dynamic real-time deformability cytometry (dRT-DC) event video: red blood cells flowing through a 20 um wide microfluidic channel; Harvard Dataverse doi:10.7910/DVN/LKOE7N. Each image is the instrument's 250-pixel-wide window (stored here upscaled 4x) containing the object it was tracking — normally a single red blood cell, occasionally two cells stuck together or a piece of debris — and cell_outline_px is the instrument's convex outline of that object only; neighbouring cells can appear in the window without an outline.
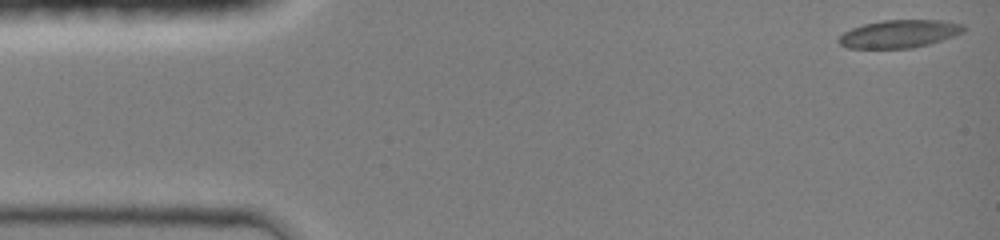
{"species": "common noctule bat (a hibernating species)", "species_latin": "Nyctalus noctula", "temperature_condition": "room temperature", "stored_images_in_passage": 44, "camera_frame_rate_fps": 3000, "um_per_image_px": 0.085, "animal": {"sex": "female", "body_mass_g": 19.0, "forearm_length_mm": 51.5}, "frame": {"image": 1, "passage_image": 1, "time_ms": 0.0, "image_size_px": [1000, 240], "cell_outline_px": [[964, 32], [928, 44], [912, 48], [848, 48], [840, 44], [836, 40], [844, 32], [852, 28], [864, 24], [880, 20], [944, 20], [964, 24]], "centroid_in_image_um": [76.42, 2.87], "position_along_channel_um": 8.6, "area_um2": 20.23}}
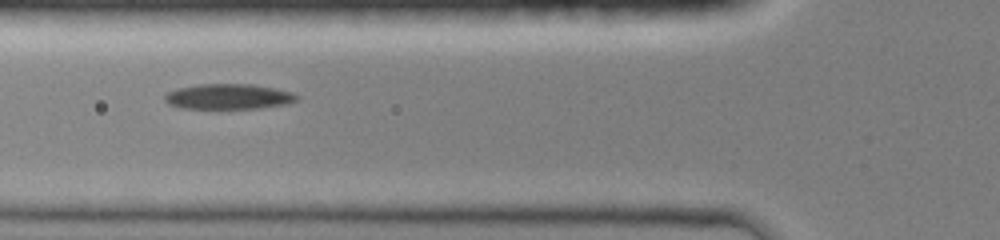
{"frame": {"image": 2, "passage_image": 31, "time_ms": 5.0, "image_size_px": [1000, 240], "cell_outline_px": [[300, 100], [288, 104], [260, 108], [180, 108], [168, 104], [164, 100], [164, 96], [168, 92], [176, 88], [200, 84], [252, 84], [276, 88], [292, 92], [300, 96]], "centroid_in_image_um": [19.46, 8.2], "position_along_channel_um": 106.3, "area_um2": 19.71}}
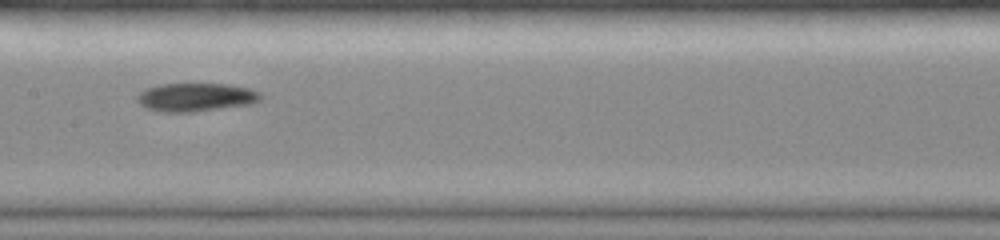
{"frame": {"image": 3, "passage_image": 43, "time_ms": 7.0, "image_size_px": [1000, 240], "cell_outline_px": [[264, 96], [260, 100], [252, 104], [196, 112], [160, 112], [144, 108], [136, 100], [136, 96], [144, 88], [160, 84], [228, 84], [248, 88], [260, 92]], "centroid_in_image_um": [16.63, 8.27], "position_along_channel_um": 190.8, "area_um2": 20.81}}